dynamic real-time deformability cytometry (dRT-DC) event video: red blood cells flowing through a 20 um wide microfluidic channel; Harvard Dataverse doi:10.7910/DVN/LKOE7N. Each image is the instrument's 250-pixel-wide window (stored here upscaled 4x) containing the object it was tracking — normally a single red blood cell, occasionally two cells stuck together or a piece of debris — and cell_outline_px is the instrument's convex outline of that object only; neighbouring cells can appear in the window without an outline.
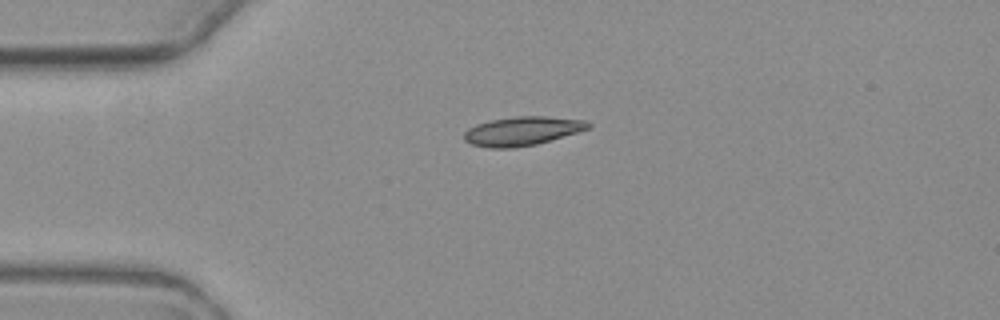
{"species": "common noctule bat (a hibernating species)", "species_latin": "Nyctalus noctula", "temperature_condition": "warm", "stored_images_in_passage": 2, "camera_frame_rate_fps": 3000, "um_per_image_px": 0.085, "animal": {"sex": "female", "body_mass_g": 19.3, "forearm_length_mm": 54.1}, "frame": {"image": 1, "passage_image": 1, "time_ms": 0.0, "image_size_px": [1000, 320], "cell_outline_px": [[592, 124], [588, 128], [576, 132], [536, 144], [512, 148], [488, 148], [472, 144], [464, 140], [464, 132], [468, 128], [476, 124], [492, 120], [516, 116], [548, 116], [588, 120]], "centroid_in_image_um": [44.38, 11.13], "position_along_channel_um": 40.6, "area_um2": 20.81}}